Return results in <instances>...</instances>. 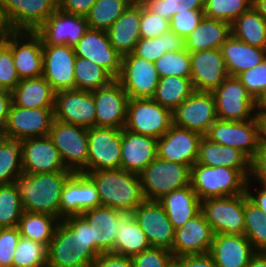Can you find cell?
<instances>
[{
	"instance_id": "cell-24",
	"label": "cell",
	"mask_w": 266,
	"mask_h": 267,
	"mask_svg": "<svg viewBox=\"0 0 266 267\" xmlns=\"http://www.w3.org/2000/svg\"><path fill=\"white\" fill-rule=\"evenodd\" d=\"M89 26L86 16L68 14L57 9L35 32L42 45H68L74 47Z\"/></svg>"
},
{
	"instance_id": "cell-2",
	"label": "cell",
	"mask_w": 266,
	"mask_h": 267,
	"mask_svg": "<svg viewBox=\"0 0 266 267\" xmlns=\"http://www.w3.org/2000/svg\"><path fill=\"white\" fill-rule=\"evenodd\" d=\"M72 171L53 173H21L14 184L20 196L23 210L44 213L60 221V200L62 190Z\"/></svg>"
},
{
	"instance_id": "cell-66",
	"label": "cell",
	"mask_w": 266,
	"mask_h": 267,
	"mask_svg": "<svg viewBox=\"0 0 266 267\" xmlns=\"http://www.w3.org/2000/svg\"><path fill=\"white\" fill-rule=\"evenodd\" d=\"M253 8L266 21V0H253Z\"/></svg>"
},
{
	"instance_id": "cell-13",
	"label": "cell",
	"mask_w": 266,
	"mask_h": 267,
	"mask_svg": "<svg viewBox=\"0 0 266 267\" xmlns=\"http://www.w3.org/2000/svg\"><path fill=\"white\" fill-rule=\"evenodd\" d=\"M129 99L152 98L160 77L154 63L135 56L122 57L121 71L116 79Z\"/></svg>"
},
{
	"instance_id": "cell-45",
	"label": "cell",
	"mask_w": 266,
	"mask_h": 267,
	"mask_svg": "<svg viewBox=\"0 0 266 267\" xmlns=\"http://www.w3.org/2000/svg\"><path fill=\"white\" fill-rule=\"evenodd\" d=\"M23 173L20 141L0 139V185L14 183Z\"/></svg>"
},
{
	"instance_id": "cell-22",
	"label": "cell",
	"mask_w": 266,
	"mask_h": 267,
	"mask_svg": "<svg viewBox=\"0 0 266 267\" xmlns=\"http://www.w3.org/2000/svg\"><path fill=\"white\" fill-rule=\"evenodd\" d=\"M22 169L25 174L53 173L68 170L49 136L20 141Z\"/></svg>"
},
{
	"instance_id": "cell-46",
	"label": "cell",
	"mask_w": 266,
	"mask_h": 267,
	"mask_svg": "<svg viewBox=\"0 0 266 267\" xmlns=\"http://www.w3.org/2000/svg\"><path fill=\"white\" fill-rule=\"evenodd\" d=\"M253 7V0H205L204 16L232 24Z\"/></svg>"
},
{
	"instance_id": "cell-4",
	"label": "cell",
	"mask_w": 266,
	"mask_h": 267,
	"mask_svg": "<svg viewBox=\"0 0 266 267\" xmlns=\"http://www.w3.org/2000/svg\"><path fill=\"white\" fill-rule=\"evenodd\" d=\"M247 181L248 178L238 169L199 163L191 167L190 185L201 201L246 193Z\"/></svg>"
},
{
	"instance_id": "cell-54",
	"label": "cell",
	"mask_w": 266,
	"mask_h": 267,
	"mask_svg": "<svg viewBox=\"0 0 266 267\" xmlns=\"http://www.w3.org/2000/svg\"><path fill=\"white\" fill-rule=\"evenodd\" d=\"M247 92L254 100L266 89V59L255 67L245 70L238 76Z\"/></svg>"
},
{
	"instance_id": "cell-36",
	"label": "cell",
	"mask_w": 266,
	"mask_h": 267,
	"mask_svg": "<svg viewBox=\"0 0 266 267\" xmlns=\"http://www.w3.org/2000/svg\"><path fill=\"white\" fill-rule=\"evenodd\" d=\"M12 103L26 109L54 108L55 91L42 77L23 79L13 89Z\"/></svg>"
},
{
	"instance_id": "cell-20",
	"label": "cell",
	"mask_w": 266,
	"mask_h": 267,
	"mask_svg": "<svg viewBox=\"0 0 266 267\" xmlns=\"http://www.w3.org/2000/svg\"><path fill=\"white\" fill-rule=\"evenodd\" d=\"M14 31H36L57 9L58 0H1Z\"/></svg>"
},
{
	"instance_id": "cell-7",
	"label": "cell",
	"mask_w": 266,
	"mask_h": 267,
	"mask_svg": "<svg viewBox=\"0 0 266 267\" xmlns=\"http://www.w3.org/2000/svg\"><path fill=\"white\" fill-rule=\"evenodd\" d=\"M172 124V111L152 98L128 100L124 129L158 139Z\"/></svg>"
},
{
	"instance_id": "cell-28",
	"label": "cell",
	"mask_w": 266,
	"mask_h": 267,
	"mask_svg": "<svg viewBox=\"0 0 266 267\" xmlns=\"http://www.w3.org/2000/svg\"><path fill=\"white\" fill-rule=\"evenodd\" d=\"M156 158V138L122 129L120 168L139 175Z\"/></svg>"
},
{
	"instance_id": "cell-39",
	"label": "cell",
	"mask_w": 266,
	"mask_h": 267,
	"mask_svg": "<svg viewBox=\"0 0 266 267\" xmlns=\"http://www.w3.org/2000/svg\"><path fill=\"white\" fill-rule=\"evenodd\" d=\"M231 34L248 45L266 49V21L253 7L231 24Z\"/></svg>"
},
{
	"instance_id": "cell-44",
	"label": "cell",
	"mask_w": 266,
	"mask_h": 267,
	"mask_svg": "<svg viewBox=\"0 0 266 267\" xmlns=\"http://www.w3.org/2000/svg\"><path fill=\"white\" fill-rule=\"evenodd\" d=\"M244 235L256 251L266 252V215L244 193Z\"/></svg>"
},
{
	"instance_id": "cell-68",
	"label": "cell",
	"mask_w": 266,
	"mask_h": 267,
	"mask_svg": "<svg viewBox=\"0 0 266 267\" xmlns=\"http://www.w3.org/2000/svg\"><path fill=\"white\" fill-rule=\"evenodd\" d=\"M131 2L141 3L143 0H130Z\"/></svg>"
},
{
	"instance_id": "cell-58",
	"label": "cell",
	"mask_w": 266,
	"mask_h": 267,
	"mask_svg": "<svg viewBox=\"0 0 266 267\" xmlns=\"http://www.w3.org/2000/svg\"><path fill=\"white\" fill-rule=\"evenodd\" d=\"M173 267H217L209 253L175 257Z\"/></svg>"
},
{
	"instance_id": "cell-23",
	"label": "cell",
	"mask_w": 266,
	"mask_h": 267,
	"mask_svg": "<svg viewBox=\"0 0 266 267\" xmlns=\"http://www.w3.org/2000/svg\"><path fill=\"white\" fill-rule=\"evenodd\" d=\"M101 206L97 186L83 173H73L66 181L60 200V220Z\"/></svg>"
},
{
	"instance_id": "cell-18",
	"label": "cell",
	"mask_w": 266,
	"mask_h": 267,
	"mask_svg": "<svg viewBox=\"0 0 266 267\" xmlns=\"http://www.w3.org/2000/svg\"><path fill=\"white\" fill-rule=\"evenodd\" d=\"M202 137L197 132L172 124L170 129L157 139V157L192 167L197 161Z\"/></svg>"
},
{
	"instance_id": "cell-26",
	"label": "cell",
	"mask_w": 266,
	"mask_h": 267,
	"mask_svg": "<svg viewBox=\"0 0 266 267\" xmlns=\"http://www.w3.org/2000/svg\"><path fill=\"white\" fill-rule=\"evenodd\" d=\"M96 106V127L123 129L126 123L128 95L115 79L92 91Z\"/></svg>"
},
{
	"instance_id": "cell-32",
	"label": "cell",
	"mask_w": 266,
	"mask_h": 267,
	"mask_svg": "<svg viewBox=\"0 0 266 267\" xmlns=\"http://www.w3.org/2000/svg\"><path fill=\"white\" fill-rule=\"evenodd\" d=\"M91 227L92 241H95V251L113 253L119 224L116 220V209L99 206L81 214Z\"/></svg>"
},
{
	"instance_id": "cell-41",
	"label": "cell",
	"mask_w": 266,
	"mask_h": 267,
	"mask_svg": "<svg viewBox=\"0 0 266 267\" xmlns=\"http://www.w3.org/2000/svg\"><path fill=\"white\" fill-rule=\"evenodd\" d=\"M185 49V38L169 30L158 38H141L133 51L137 57L154 63L166 52Z\"/></svg>"
},
{
	"instance_id": "cell-1",
	"label": "cell",
	"mask_w": 266,
	"mask_h": 267,
	"mask_svg": "<svg viewBox=\"0 0 266 267\" xmlns=\"http://www.w3.org/2000/svg\"><path fill=\"white\" fill-rule=\"evenodd\" d=\"M98 256L91 227L81 215L59 221L47 247V267H91Z\"/></svg>"
},
{
	"instance_id": "cell-56",
	"label": "cell",
	"mask_w": 266,
	"mask_h": 267,
	"mask_svg": "<svg viewBox=\"0 0 266 267\" xmlns=\"http://www.w3.org/2000/svg\"><path fill=\"white\" fill-rule=\"evenodd\" d=\"M20 237L18 227L0 230V267H12L15 248Z\"/></svg>"
},
{
	"instance_id": "cell-65",
	"label": "cell",
	"mask_w": 266,
	"mask_h": 267,
	"mask_svg": "<svg viewBox=\"0 0 266 267\" xmlns=\"http://www.w3.org/2000/svg\"><path fill=\"white\" fill-rule=\"evenodd\" d=\"M255 109L257 116L266 114V89L255 100Z\"/></svg>"
},
{
	"instance_id": "cell-61",
	"label": "cell",
	"mask_w": 266,
	"mask_h": 267,
	"mask_svg": "<svg viewBox=\"0 0 266 267\" xmlns=\"http://www.w3.org/2000/svg\"><path fill=\"white\" fill-rule=\"evenodd\" d=\"M12 103V93L0 88V133L2 134L8 118V112Z\"/></svg>"
},
{
	"instance_id": "cell-25",
	"label": "cell",
	"mask_w": 266,
	"mask_h": 267,
	"mask_svg": "<svg viewBox=\"0 0 266 267\" xmlns=\"http://www.w3.org/2000/svg\"><path fill=\"white\" fill-rule=\"evenodd\" d=\"M215 233L200 211L175 229L171 253L174 257L209 253Z\"/></svg>"
},
{
	"instance_id": "cell-29",
	"label": "cell",
	"mask_w": 266,
	"mask_h": 267,
	"mask_svg": "<svg viewBox=\"0 0 266 267\" xmlns=\"http://www.w3.org/2000/svg\"><path fill=\"white\" fill-rule=\"evenodd\" d=\"M256 252L245 235L215 234L209 254L217 267H247Z\"/></svg>"
},
{
	"instance_id": "cell-42",
	"label": "cell",
	"mask_w": 266,
	"mask_h": 267,
	"mask_svg": "<svg viewBox=\"0 0 266 267\" xmlns=\"http://www.w3.org/2000/svg\"><path fill=\"white\" fill-rule=\"evenodd\" d=\"M76 90L93 91L109 85L115 80L105 69L87 60L76 56L74 66Z\"/></svg>"
},
{
	"instance_id": "cell-53",
	"label": "cell",
	"mask_w": 266,
	"mask_h": 267,
	"mask_svg": "<svg viewBox=\"0 0 266 267\" xmlns=\"http://www.w3.org/2000/svg\"><path fill=\"white\" fill-rule=\"evenodd\" d=\"M174 256L171 251L150 247L132 257L134 267H173Z\"/></svg>"
},
{
	"instance_id": "cell-11",
	"label": "cell",
	"mask_w": 266,
	"mask_h": 267,
	"mask_svg": "<svg viewBox=\"0 0 266 267\" xmlns=\"http://www.w3.org/2000/svg\"><path fill=\"white\" fill-rule=\"evenodd\" d=\"M121 142L122 129L111 127L89 128L87 173L119 169Z\"/></svg>"
},
{
	"instance_id": "cell-12",
	"label": "cell",
	"mask_w": 266,
	"mask_h": 267,
	"mask_svg": "<svg viewBox=\"0 0 266 267\" xmlns=\"http://www.w3.org/2000/svg\"><path fill=\"white\" fill-rule=\"evenodd\" d=\"M54 108L26 109L11 103L2 137L21 141L49 136Z\"/></svg>"
},
{
	"instance_id": "cell-5",
	"label": "cell",
	"mask_w": 266,
	"mask_h": 267,
	"mask_svg": "<svg viewBox=\"0 0 266 267\" xmlns=\"http://www.w3.org/2000/svg\"><path fill=\"white\" fill-rule=\"evenodd\" d=\"M139 176L146 200H158L173 190L190 185L191 166L157 157Z\"/></svg>"
},
{
	"instance_id": "cell-49",
	"label": "cell",
	"mask_w": 266,
	"mask_h": 267,
	"mask_svg": "<svg viewBox=\"0 0 266 267\" xmlns=\"http://www.w3.org/2000/svg\"><path fill=\"white\" fill-rule=\"evenodd\" d=\"M154 66L160 78L167 76H179L190 78L191 57L186 49L175 52H166L154 62Z\"/></svg>"
},
{
	"instance_id": "cell-17",
	"label": "cell",
	"mask_w": 266,
	"mask_h": 267,
	"mask_svg": "<svg viewBox=\"0 0 266 267\" xmlns=\"http://www.w3.org/2000/svg\"><path fill=\"white\" fill-rule=\"evenodd\" d=\"M73 48L76 56L91 60L118 78L123 56L113 48L107 31L88 28Z\"/></svg>"
},
{
	"instance_id": "cell-43",
	"label": "cell",
	"mask_w": 266,
	"mask_h": 267,
	"mask_svg": "<svg viewBox=\"0 0 266 267\" xmlns=\"http://www.w3.org/2000/svg\"><path fill=\"white\" fill-rule=\"evenodd\" d=\"M131 3L130 0H97L86 15L89 28L107 31Z\"/></svg>"
},
{
	"instance_id": "cell-3",
	"label": "cell",
	"mask_w": 266,
	"mask_h": 267,
	"mask_svg": "<svg viewBox=\"0 0 266 267\" xmlns=\"http://www.w3.org/2000/svg\"><path fill=\"white\" fill-rule=\"evenodd\" d=\"M87 175L97 186L101 206L135 210L146 200L138 174L119 168L98 170Z\"/></svg>"
},
{
	"instance_id": "cell-59",
	"label": "cell",
	"mask_w": 266,
	"mask_h": 267,
	"mask_svg": "<svg viewBox=\"0 0 266 267\" xmlns=\"http://www.w3.org/2000/svg\"><path fill=\"white\" fill-rule=\"evenodd\" d=\"M91 267H134L132 258L116 253L100 254Z\"/></svg>"
},
{
	"instance_id": "cell-35",
	"label": "cell",
	"mask_w": 266,
	"mask_h": 267,
	"mask_svg": "<svg viewBox=\"0 0 266 267\" xmlns=\"http://www.w3.org/2000/svg\"><path fill=\"white\" fill-rule=\"evenodd\" d=\"M229 76H238L266 59V49L246 44L232 34L220 48Z\"/></svg>"
},
{
	"instance_id": "cell-60",
	"label": "cell",
	"mask_w": 266,
	"mask_h": 267,
	"mask_svg": "<svg viewBox=\"0 0 266 267\" xmlns=\"http://www.w3.org/2000/svg\"><path fill=\"white\" fill-rule=\"evenodd\" d=\"M97 0H58V9L62 12L86 16Z\"/></svg>"
},
{
	"instance_id": "cell-63",
	"label": "cell",
	"mask_w": 266,
	"mask_h": 267,
	"mask_svg": "<svg viewBox=\"0 0 266 267\" xmlns=\"http://www.w3.org/2000/svg\"><path fill=\"white\" fill-rule=\"evenodd\" d=\"M14 30L11 28L5 15L2 2L0 0V41H4Z\"/></svg>"
},
{
	"instance_id": "cell-40",
	"label": "cell",
	"mask_w": 266,
	"mask_h": 267,
	"mask_svg": "<svg viewBox=\"0 0 266 267\" xmlns=\"http://www.w3.org/2000/svg\"><path fill=\"white\" fill-rule=\"evenodd\" d=\"M59 220L48 214L24 211L18 224L20 235L48 247Z\"/></svg>"
},
{
	"instance_id": "cell-27",
	"label": "cell",
	"mask_w": 266,
	"mask_h": 267,
	"mask_svg": "<svg viewBox=\"0 0 266 267\" xmlns=\"http://www.w3.org/2000/svg\"><path fill=\"white\" fill-rule=\"evenodd\" d=\"M190 57V79L195 91L212 92L229 76L220 49L193 52Z\"/></svg>"
},
{
	"instance_id": "cell-21",
	"label": "cell",
	"mask_w": 266,
	"mask_h": 267,
	"mask_svg": "<svg viewBox=\"0 0 266 267\" xmlns=\"http://www.w3.org/2000/svg\"><path fill=\"white\" fill-rule=\"evenodd\" d=\"M11 51L20 80L42 76V40L35 31H13Z\"/></svg>"
},
{
	"instance_id": "cell-67",
	"label": "cell",
	"mask_w": 266,
	"mask_h": 267,
	"mask_svg": "<svg viewBox=\"0 0 266 267\" xmlns=\"http://www.w3.org/2000/svg\"><path fill=\"white\" fill-rule=\"evenodd\" d=\"M261 143L266 145V114L259 116Z\"/></svg>"
},
{
	"instance_id": "cell-55",
	"label": "cell",
	"mask_w": 266,
	"mask_h": 267,
	"mask_svg": "<svg viewBox=\"0 0 266 267\" xmlns=\"http://www.w3.org/2000/svg\"><path fill=\"white\" fill-rule=\"evenodd\" d=\"M203 18V10L180 11L171 17L170 30L185 38L199 25Z\"/></svg>"
},
{
	"instance_id": "cell-50",
	"label": "cell",
	"mask_w": 266,
	"mask_h": 267,
	"mask_svg": "<svg viewBox=\"0 0 266 267\" xmlns=\"http://www.w3.org/2000/svg\"><path fill=\"white\" fill-rule=\"evenodd\" d=\"M142 3L151 12L170 21L180 11L204 10L205 0H143Z\"/></svg>"
},
{
	"instance_id": "cell-38",
	"label": "cell",
	"mask_w": 266,
	"mask_h": 267,
	"mask_svg": "<svg viewBox=\"0 0 266 267\" xmlns=\"http://www.w3.org/2000/svg\"><path fill=\"white\" fill-rule=\"evenodd\" d=\"M194 91L190 78L167 76L160 78L152 99L173 112Z\"/></svg>"
},
{
	"instance_id": "cell-47",
	"label": "cell",
	"mask_w": 266,
	"mask_h": 267,
	"mask_svg": "<svg viewBox=\"0 0 266 267\" xmlns=\"http://www.w3.org/2000/svg\"><path fill=\"white\" fill-rule=\"evenodd\" d=\"M23 206L14 183L0 185V226L18 227Z\"/></svg>"
},
{
	"instance_id": "cell-14",
	"label": "cell",
	"mask_w": 266,
	"mask_h": 267,
	"mask_svg": "<svg viewBox=\"0 0 266 267\" xmlns=\"http://www.w3.org/2000/svg\"><path fill=\"white\" fill-rule=\"evenodd\" d=\"M54 119L84 128L96 127L92 91L64 90L55 93Z\"/></svg>"
},
{
	"instance_id": "cell-48",
	"label": "cell",
	"mask_w": 266,
	"mask_h": 267,
	"mask_svg": "<svg viewBox=\"0 0 266 267\" xmlns=\"http://www.w3.org/2000/svg\"><path fill=\"white\" fill-rule=\"evenodd\" d=\"M12 267H47V247L21 236L15 248Z\"/></svg>"
},
{
	"instance_id": "cell-62",
	"label": "cell",
	"mask_w": 266,
	"mask_h": 267,
	"mask_svg": "<svg viewBox=\"0 0 266 267\" xmlns=\"http://www.w3.org/2000/svg\"><path fill=\"white\" fill-rule=\"evenodd\" d=\"M250 184V180L248 179L246 184V194L248 199L266 215V187L260 186L262 188L258 189L256 191V194H254L251 193L252 190H249V188L251 187Z\"/></svg>"
},
{
	"instance_id": "cell-9",
	"label": "cell",
	"mask_w": 266,
	"mask_h": 267,
	"mask_svg": "<svg viewBox=\"0 0 266 267\" xmlns=\"http://www.w3.org/2000/svg\"><path fill=\"white\" fill-rule=\"evenodd\" d=\"M205 137L212 142L234 147L252 159L261 142L259 116L246 121L217 119Z\"/></svg>"
},
{
	"instance_id": "cell-37",
	"label": "cell",
	"mask_w": 266,
	"mask_h": 267,
	"mask_svg": "<svg viewBox=\"0 0 266 267\" xmlns=\"http://www.w3.org/2000/svg\"><path fill=\"white\" fill-rule=\"evenodd\" d=\"M230 35V24L204 16L199 25L185 37V49L190 53L220 49Z\"/></svg>"
},
{
	"instance_id": "cell-8",
	"label": "cell",
	"mask_w": 266,
	"mask_h": 267,
	"mask_svg": "<svg viewBox=\"0 0 266 267\" xmlns=\"http://www.w3.org/2000/svg\"><path fill=\"white\" fill-rule=\"evenodd\" d=\"M211 93L215 101L217 119L246 121L257 116L255 100L237 76H228Z\"/></svg>"
},
{
	"instance_id": "cell-34",
	"label": "cell",
	"mask_w": 266,
	"mask_h": 267,
	"mask_svg": "<svg viewBox=\"0 0 266 267\" xmlns=\"http://www.w3.org/2000/svg\"><path fill=\"white\" fill-rule=\"evenodd\" d=\"M177 229L201 211V200L191 185L173 190L157 200Z\"/></svg>"
},
{
	"instance_id": "cell-52",
	"label": "cell",
	"mask_w": 266,
	"mask_h": 267,
	"mask_svg": "<svg viewBox=\"0 0 266 267\" xmlns=\"http://www.w3.org/2000/svg\"><path fill=\"white\" fill-rule=\"evenodd\" d=\"M170 30V21L151 12L141 2L140 36L141 38H158Z\"/></svg>"
},
{
	"instance_id": "cell-31",
	"label": "cell",
	"mask_w": 266,
	"mask_h": 267,
	"mask_svg": "<svg viewBox=\"0 0 266 267\" xmlns=\"http://www.w3.org/2000/svg\"><path fill=\"white\" fill-rule=\"evenodd\" d=\"M141 3L132 2L107 30L110 42L122 56L133 53L140 36Z\"/></svg>"
},
{
	"instance_id": "cell-51",
	"label": "cell",
	"mask_w": 266,
	"mask_h": 267,
	"mask_svg": "<svg viewBox=\"0 0 266 267\" xmlns=\"http://www.w3.org/2000/svg\"><path fill=\"white\" fill-rule=\"evenodd\" d=\"M20 82L11 51V34L0 41V88L10 92Z\"/></svg>"
},
{
	"instance_id": "cell-57",
	"label": "cell",
	"mask_w": 266,
	"mask_h": 267,
	"mask_svg": "<svg viewBox=\"0 0 266 267\" xmlns=\"http://www.w3.org/2000/svg\"><path fill=\"white\" fill-rule=\"evenodd\" d=\"M249 180L258 181L260 186L266 187V145H263L261 142L255 156L251 159Z\"/></svg>"
},
{
	"instance_id": "cell-30",
	"label": "cell",
	"mask_w": 266,
	"mask_h": 267,
	"mask_svg": "<svg viewBox=\"0 0 266 267\" xmlns=\"http://www.w3.org/2000/svg\"><path fill=\"white\" fill-rule=\"evenodd\" d=\"M196 163L210 167H229L240 170L248 179L251 174V159L242 151L210 141L203 136L199 143Z\"/></svg>"
},
{
	"instance_id": "cell-15",
	"label": "cell",
	"mask_w": 266,
	"mask_h": 267,
	"mask_svg": "<svg viewBox=\"0 0 266 267\" xmlns=\"http://www.w3.org/2000/svg\"><path fill=\"white\" fill-rule=\"evenodd\" d=\"M172 117L174 125L205 136L217 120L212 93L194 91L172 112Z\"/></svg>"
},
{
	"instance_id": "cell-16",
	"label": "cell",
	"mask_w": 266,
	"mask_h": 267,
	"mask_svg": "<svg viewBox=\"0 0 266 267\" xmlns=\"http://www.w3.org/2000/svg\"><path fill=\"white\" fill-rule=\"evenodd\" d=\"M42 77L55 92L75 89L74 66L76 55L74 48L68 45H42Z\"/></svg>"
},
{
	"instance_id": "cell-19",
	"label": "cell",
	"mask_w": 266,
	"mask_h": 267,
	"mask_svg": "<svg viewBox=\"0 0 266 267\" xmlns=\"http://www.w3.org/2000/svg\"><path fill=\"white\" fill-rule=\"evenodd\" d=\"M135 220L151 247L171 251L175 229L157 200H145L135 209Z\"/></svg>"
},
{
	"instance_id": "cell-33",
	"label": "cell",
	"mask_w": 266,
	"mask_h": 267,
	"mask_svg": "<svg viewBox=\"0 0 266 267\" xmlns=\"http://www.w3.org/2000/svg\"><path fill=\"white\" fill-rule=\"evenodd\" d=\"M116 220L119 227L113 253L132 258L151 247L135 220V210H116Z\"/></svg>"
},
{
	"instance_id": "cell-6",
	"label": "cell",
	"mask_w": 266,
	"mask_h": 267,
	"mask_svg": "<svg viewBox=\"0 0 266 267\" xmlns=\"http://www.w3.org/2000/svg\"><path fill=\"white\" fill-rule=\"evenodd\" d=\"M49 137L59 151L65 167L74 173L87 174L88 129L53 120Z\"/></svg>"
},
{
	"instance_id": "cell-64",
	"label": "cell",
	"mask_w": 266,
	"mask_h": 267,
	"mask_svg": "<svg viewBox=\"0 0 266 267\" xmlns=\"http://www.w3.org/2000/svg\"><path fill=\"white\" fill-rule=\"evenodd\" d=\"M247 267H266V252L257 251L248 262Z\"/></svg>"
},
{
	"instance_id": "cell-10",
	"label": "cell",
	"mask_w": 266,
	"mask_h": 267,
	"mask_svg": "<svg viewBox=\"0 0 266 267\" xmlns=\"http://www.w3.org/2000/svg\"><path fill=\"white\" fill-rule=\"evenodd\" d=\"M201 211L215 234L244 235V193L205 199Z\"/></svg>"
}]
</instances>
